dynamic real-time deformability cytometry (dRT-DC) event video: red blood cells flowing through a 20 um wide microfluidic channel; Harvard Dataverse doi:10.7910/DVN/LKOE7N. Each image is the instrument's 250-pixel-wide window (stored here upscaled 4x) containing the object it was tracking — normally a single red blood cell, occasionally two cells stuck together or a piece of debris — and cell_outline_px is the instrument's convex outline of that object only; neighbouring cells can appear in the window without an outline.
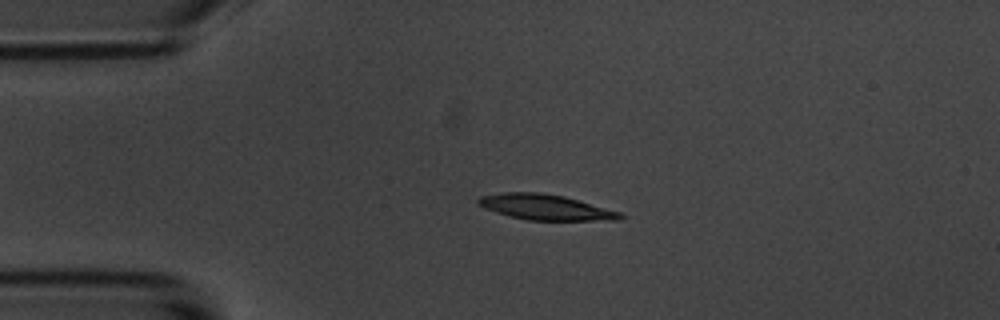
{"species": "common noctule bat (a hibernating species)", "species_latin": "Nyctalus noctula", "temperature_condition": "room temperature", "stored_images_in_passage": 47, "camera_frame_rate_fps": 3000, "um_per_image_px": 0.085, "animal": {"sex": "male", "body_mass_g": 20.1, "forearm_length_mm": 53.5}, "frame": {"image": 1, "passage_image": 11, "time_ms": 3.333, "image_size_px": [1000, 320], "cell_outline_px": [[624, 216], [620, 220], [528, 220], [508, 216], [484, 208], [476, 204], [476, 200], [480, 196], [504, 192], [540, 192], [564, 196], [620, 212]], "centroid_in_image_um": [46.32, 17.61], "position_along_channel_um": 38.7, "area_um2": 21.04}}
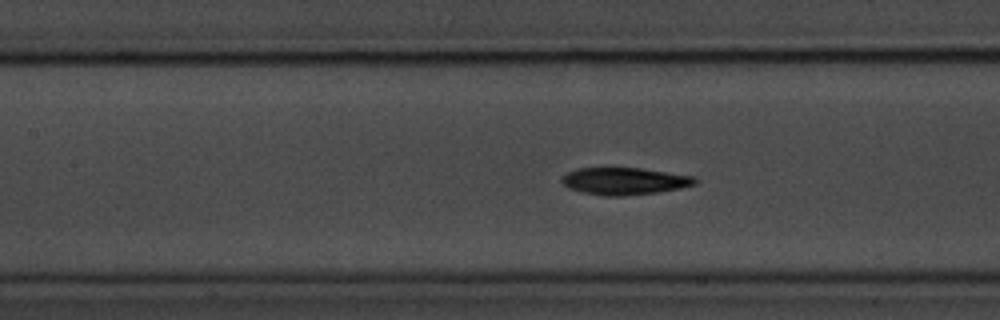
{"frame": {"image": 2, "passage_image": 23, "time_ms": 7.333, "image_size_px": [1000, 320], "cell_outline_px": [[700, 180], [696, 184], [680, 188], [656, 192], [620, 196], [604, 196], [584, 192], [568, 188], [560, 180], [568, 172], [580, 168], [640, 168], [696, 176]], "centroid_in_image_um": [53.13, 15.39], "position_along_channel_um": 154.3, "area_um2": 20.98}}
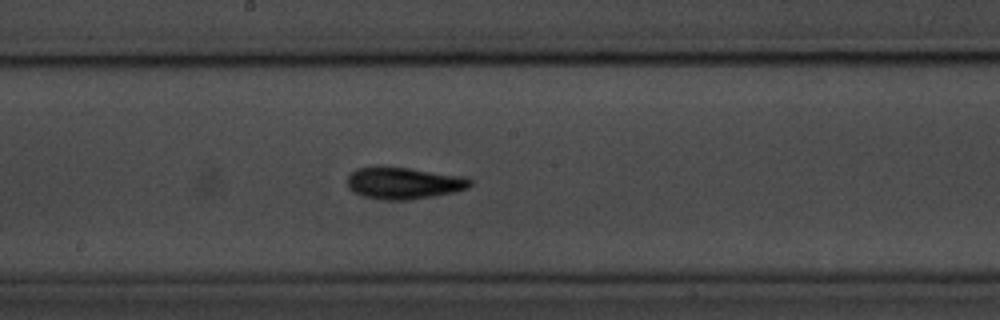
{"frame": {"image": 3, "passage_image": 28, "time_ms": 9.0, "image_size_px": [1000, 320], "cell_outline_px": [[472, 184], [468, 188], [452, 192], [432, 196], [408, 200], [384, 200], [364, 196], [348, 188], [348, 176], [356, 168], [408, 168], [468, 176], [472, 180]], "centroid_in_image_um": [34.38, 15.57], "position_along_channel_um": 213.8, "area_um2": 22.43}, "authors_computed_cell_mechanics": {"area_um2": 21.0392, "velocity_mm_per_s": 3.5825, "shape_relaxation_time_tau1_ms": 3.8559, "shape_relaxation_time_tau2_ms": 3.4256, "deformation_change_tau1": 0.1666, "deformation_change_tau2": 0.0946}}